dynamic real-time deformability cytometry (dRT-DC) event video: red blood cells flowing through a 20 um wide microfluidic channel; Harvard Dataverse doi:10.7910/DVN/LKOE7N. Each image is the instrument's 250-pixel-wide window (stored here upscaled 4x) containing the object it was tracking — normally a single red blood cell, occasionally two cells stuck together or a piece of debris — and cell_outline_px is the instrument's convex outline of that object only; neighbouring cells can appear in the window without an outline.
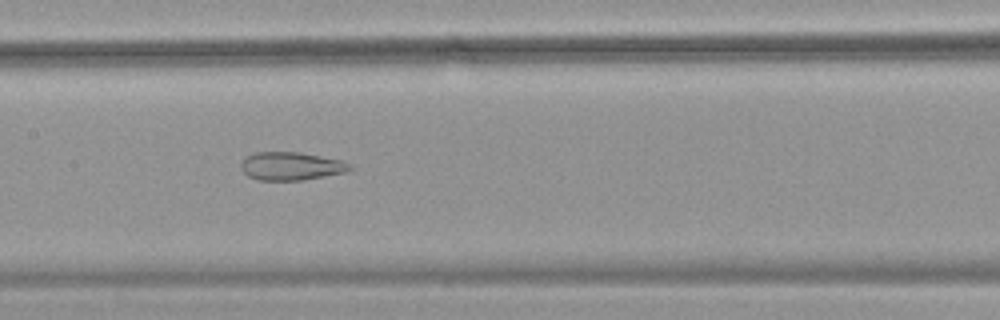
{"species": "common noctule bat (a hibernating species)", "species_latin": "Nyctalus noctula", "temperature_condition": "warm", "stored_images_in_passage": 47, "camera_frame_rate_fps": 3000, "um_per_image_px": 0.085, "animal": {"sex": "female", "body_mass_g": 18.4}, "frame": {"image": 1, "passage_image": 23, "time_ms": 7.333, "image_size_px": [1000, 320], "cell_outline_px": [[352, 168], [344, 172], [304, 180], [256, 180], [248, 176], [240, 168], [240, 164], [244, 156], [256, 152], [300, 152], [340, 160], [352, 164]], "centroid_in_image_um": [24.69, 14.12], "position_along_channel_um": 182.7, "area_um2": 17.92}}
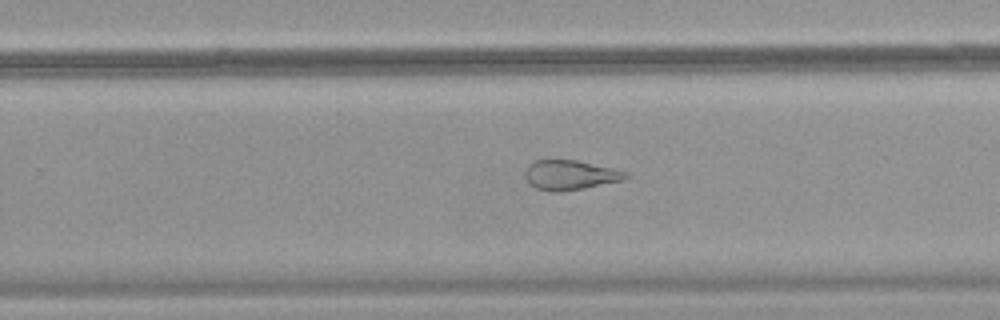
{"frame": {"image": 2, "passage_image": 31, "time_ms": 10.0, "image_size_px": [1000, 320], "cell_outline_px": [[632, 176], [624, 180], [584, 188], [556, 192], [552, 192], [536, 188], [528, 184], [524, 176], [524, 172], [528, 164], [536, 160], [576, 160], [612, 168], [628, 172]], "centroid_in_image_um": [48.45, 14.88], "position_along_channel_um": 281.3, "area_um2": 17.57}}
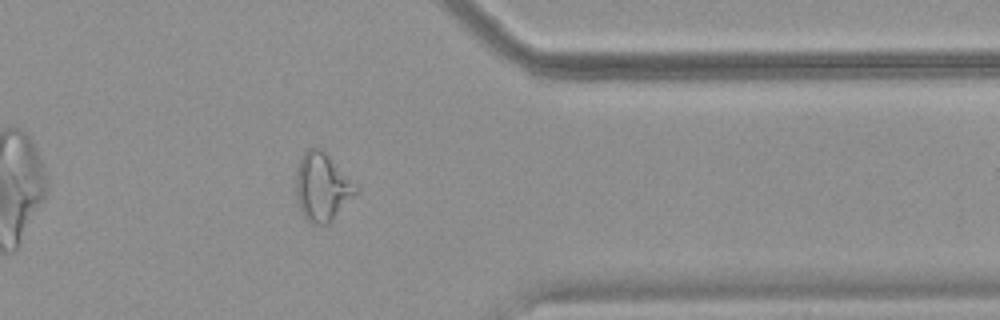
{"frame": {"image": 3, "passage_image": 40, "time_ms": 13.0, "image_size_px": [1000, 320], "cell_outline_px": [[356, 192], [332, 220], [328, 224], [312, 224], [300, 212], [296, 196], [296, 172], [300, 156], [308, 148], [320, 148], [356, 184]], "centroid_in_image_um": [27.33, 15.89], "position_along_channel_um": 384.1, "area_um2": 23.29}}